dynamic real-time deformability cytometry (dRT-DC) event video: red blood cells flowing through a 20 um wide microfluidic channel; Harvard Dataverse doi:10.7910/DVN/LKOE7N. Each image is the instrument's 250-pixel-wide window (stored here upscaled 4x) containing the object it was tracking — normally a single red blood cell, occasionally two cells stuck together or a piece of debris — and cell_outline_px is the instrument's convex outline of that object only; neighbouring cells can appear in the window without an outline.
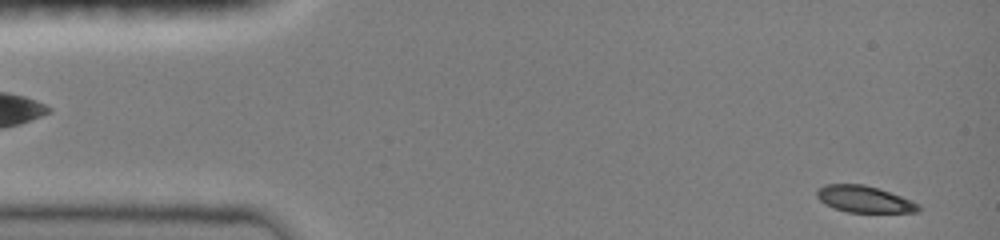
{"species": "common noctule bat (a hibernating species)", "species_latin": "Nyctalus noctula", "temperature_condition": "room temperature", "stored_images_in_passage": 53, "camera_frame_rate_fps": 3000, "um_per_image_px": 0.085, "animal": {"sex": "female", "body_mass_g": 19.0, "forearm_length_mm": 51.5}, "frame": {"image": 1, "passage_image": 2, "time_ms": 0.333, "image_size_px": [1000, 240], "cell_outline_px": [[920, 212], [848, 212], [824, 204], [816, 196], [816, 192], [824, 184], [864, 184], [912, 200], [920, 204]], "centroid_in_image_um": [73.47, 16.93], "position_along_channel_um": 11.5, "area_um2": 15.61}}
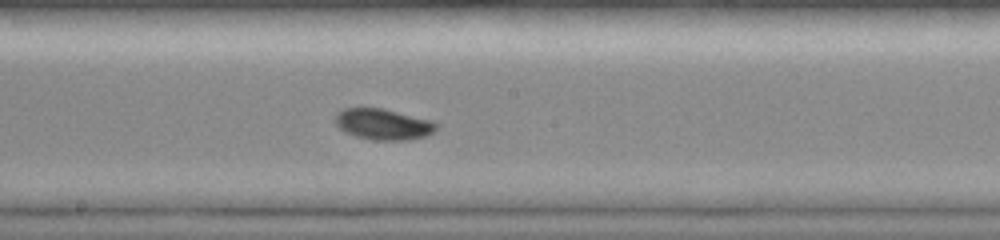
{"frame": {"image": 2, "passage_image": 29, "time_ms": 8.0, "image_size_px": [1000, 240], "cell_outline_px": [[440, 124], [432, 132], [424, 136], [408, 140], [372, 140], [356, 136], [344, 132], [336, 124], [336, 112], [344, 108], [384, 108], [432, 120]], "centroid_in_image_um": [32.58, 10.55], "position_along_channel_um": 215.6, "area_um2": 18.32}}
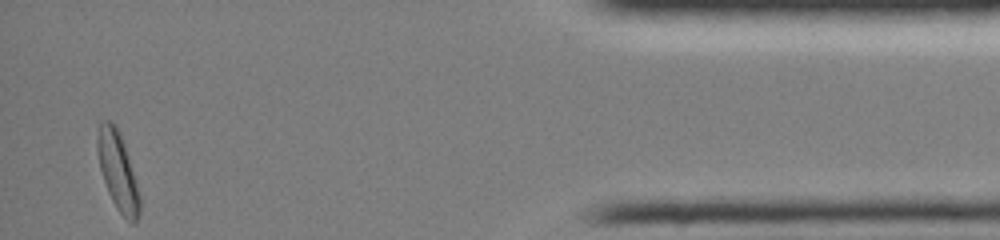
{"frame": {"image": 3, "passage_image": 53, "time_ms": 14.667, "image_size_px": [1000, 240], "cell_outline_px": [[140, 212], [136, 220], [132, 224], [116, 208], [108, 192], [100, 168], [96, 148], [96, 140], [100, 120], [112, 120], [116, 124], [120, 132], [124, 144], [140, 196]], "centroid_in_image_um": [9.99, 14.49], "position_along_channel_um": 425.2, "area_um2": 19.13}, "authors_computed_cell_mechanics": {"area_um2": 17.5712, "velocity_mm_per_s": 4.0165, "shape_relaxation_time_tau1_ms": 2.7466, "shape_relaxation_time_tau2_ms": null, "deformation_change_tau1": 0.1357, "deformation_change_tau2": null}}